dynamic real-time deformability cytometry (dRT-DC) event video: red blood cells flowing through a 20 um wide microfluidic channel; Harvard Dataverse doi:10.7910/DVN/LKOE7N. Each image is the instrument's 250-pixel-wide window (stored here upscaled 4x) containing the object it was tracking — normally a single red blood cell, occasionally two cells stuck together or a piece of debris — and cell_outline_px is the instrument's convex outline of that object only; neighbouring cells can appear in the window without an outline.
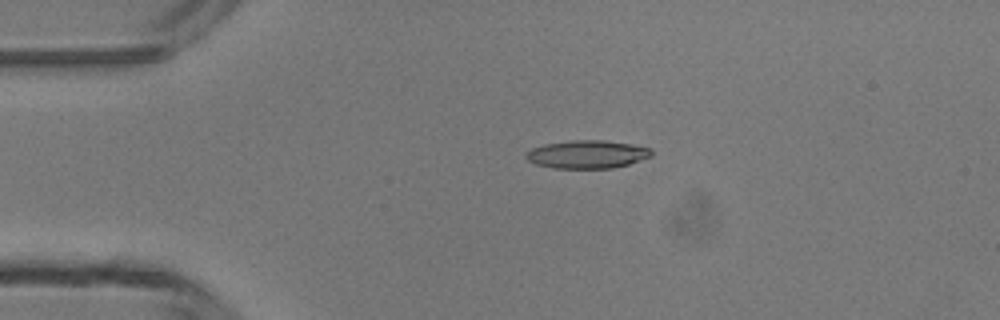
{"species": "common noctule bat (a hibernating species)", "species_latin": "Nyctalus noctula", "temperature_condition": "room temperature", "stored_images_in_passage": 4, "camera_frame_rate_fps": 3000, "um_per_image_px": 0.085, "animal": {"sex": "male", "body_mass_g": 13.3}, "frame": {"image": 1, "passage_image": 3, "time_ms": 2.333, "image_size_px": [1000, 320], "cell_outline_px": [[652, 156], [628, 164], [612, 168], [552, 168], [536, 164], [528, 160], [524, 156], [532, 148], [544, 144], [572, 140], [604, 140], [632, 144], [652, 148]], "centroid_in_image_um": [49.92, 13.11], "position_along_channel_um": 35.1, "area_um2": 20.52}}